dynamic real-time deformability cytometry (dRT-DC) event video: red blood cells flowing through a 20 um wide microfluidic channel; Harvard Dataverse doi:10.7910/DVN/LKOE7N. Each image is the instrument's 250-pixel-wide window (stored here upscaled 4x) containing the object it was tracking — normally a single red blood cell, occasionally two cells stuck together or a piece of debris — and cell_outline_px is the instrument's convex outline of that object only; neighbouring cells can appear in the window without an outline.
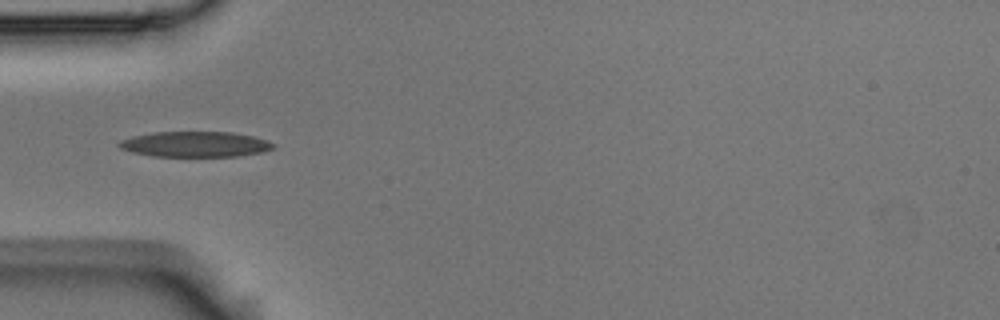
{"species": "Egyptian fruit bat (a non-hibernating species)", "species_latin": "Rousettus aegyptiacus", "temperature_condition": "room temperature", "stored_images_in_passage": 8, "camera_frame_rate_fps": 3000, "um_per_image_px": 0.085, "animal": {"sex": "male"}, "frame": {"image": 1, "passage_image": 4, "time_ms": 1.0, "image_size_px": [1000, 320], "cell_outline_px": [[276, 144], [272, 148], [260, 152], [236, 156], [152, 156], [132, 152], [120, 148], [116, 144], [120, 140], [132, 136], [152, 132], [232, 132], [252, 136]], "centroid_in_image_um": [16.52, 12.25], "position_along_channel_um": 68.5, "area_um2": 22.72}}
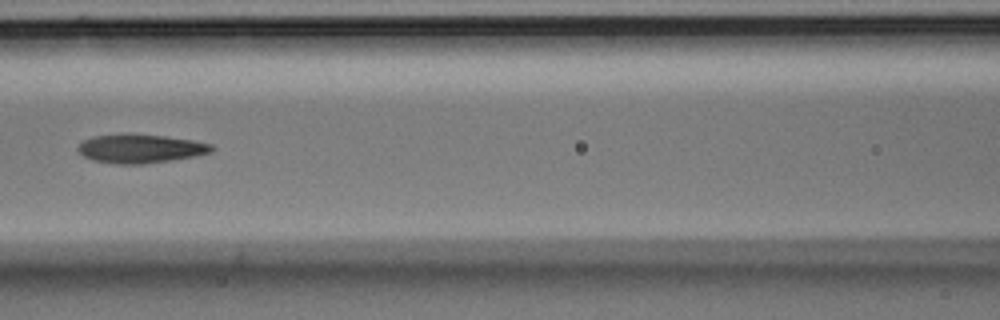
{"frame": {"image": 2, "passage_image": 6, "time_ms": 1.667, "image_size_px": [1000, 320], "cell_outline_px": [[216, 148], [212, 152], [196, 156], [144, 164], [116, 164], [92, 160], [84, 156], [76, 148], [84, 140], [96, 136], [164, 136], [192, 140], [212, 144]], "centroid_in_image_um": [12.0, 12.67], "position_along_channel_um": 154.6, "area_um2": 21.68}}
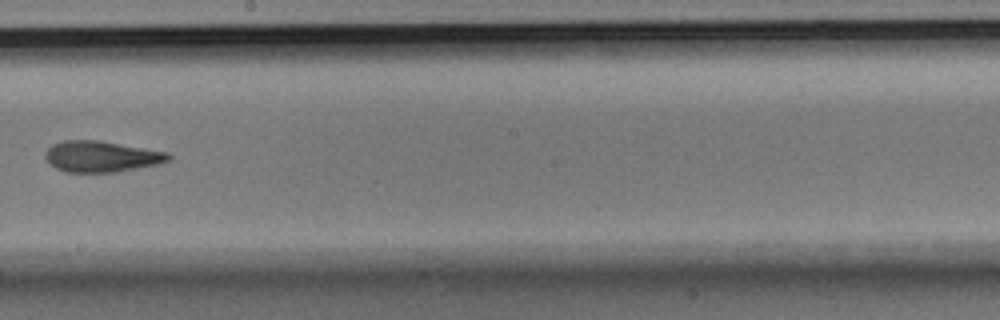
{"frame": {"image": 3, "passage_image": 8, "time_ms": 2.333, "image_size_px": [1000, 320], "cell_outline_px": [[172, 160], [160, 164], [116, 172], [64, 172], [56, 168], [44, 156], [44, 152], [52, 144], [64, 140], [100, 140], [168, 152], [172, 156]], "centroid_in_image_um": [8.65, 13.3], "position_along_channel_um": 239.5, "area_um2": 22.48}}